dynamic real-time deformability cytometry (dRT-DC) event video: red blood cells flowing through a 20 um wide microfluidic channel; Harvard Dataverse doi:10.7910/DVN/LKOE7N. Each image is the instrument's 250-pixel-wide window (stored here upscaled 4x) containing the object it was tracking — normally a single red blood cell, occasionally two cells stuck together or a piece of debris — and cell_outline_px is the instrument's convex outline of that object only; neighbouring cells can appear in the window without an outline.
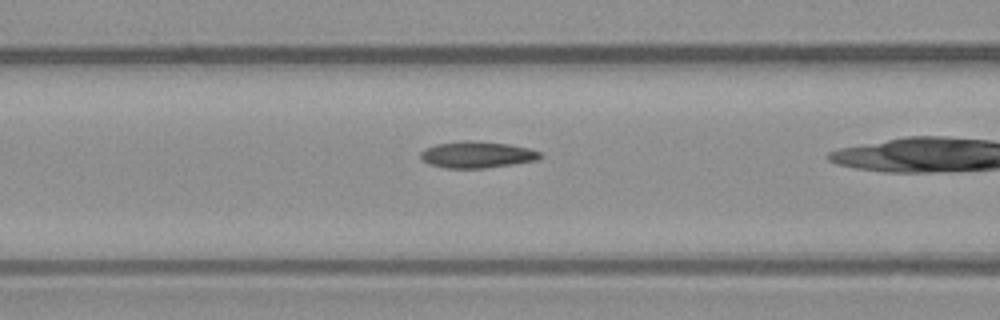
{"species": "common noctule bat (a hibernating species)", "species_latin": "Nyctalus noctula", "temperature_condition": "warm", "stored_images_in_passage": 35, "camera_frame_rate_fps": 3000, "um_per_image_px": 0.085, "animal": {"sex": "male", "body_mass_g": 23.1, "forearm_length_mm": 52.7}, "frame": {"image": 1, "passage_image": 15, "time_ms": 4.667, "image_size_px": [1000, 320], "cell_outline_px": [[544, 156], [536, 160], [512, 164], [484, 168], [444, 168], [428, 164], [420, 160], [420, 152], [424, 148], [436, 144], [464, 140], [472, 140], [508, 144], [528, 148], [540, 152]], "centroid_in_image_um": [40.49, 13.14], "position_along_channel_um": 126.1, "area_um2": 18.61}}
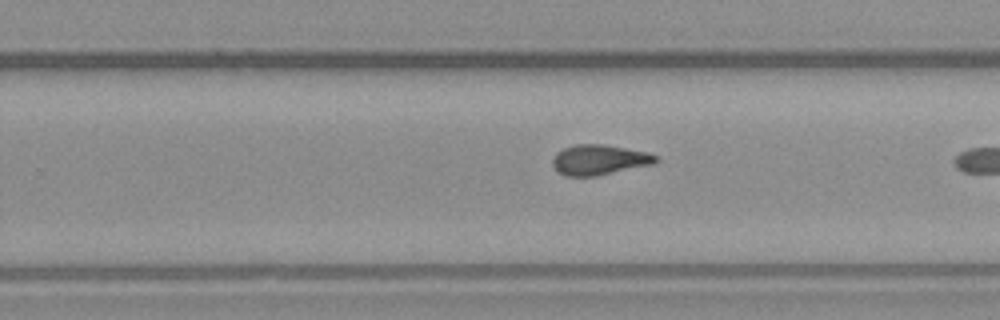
{"frame": {"image": 2, "passage_image": 27, "time_ms": 8.667, "image_size_px": [1000, 320], "cell_outline_px": [[660, 160], [656, 164], [596, 176], [564, 176], [556, 172], [552, 164], [552, 156], [556, 152], [572, 144], [604, 144], [648, 152], [660, 156]], "centroid_in_image_um": [50.95, 13.58], "position_along_channel_um": 278.8, "area_um2": 18.73}}
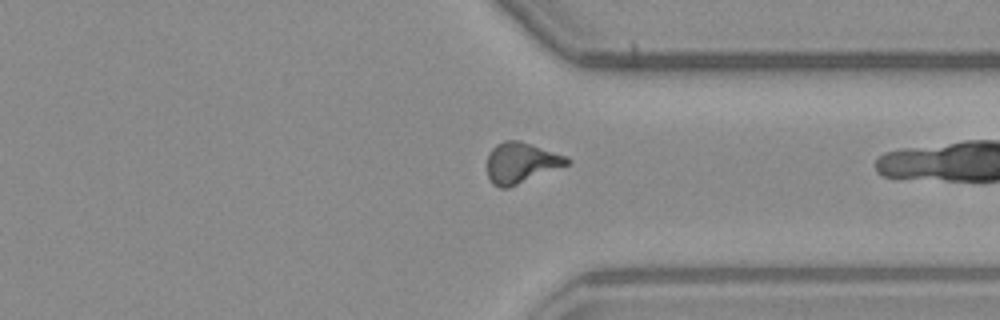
{"frame": {"image": 3, "passage_image": 34, "time_ms": 11.0, "image_size_px": [1000, 320], "cell_outline_px": [[572, 160], [568, 164], [508, 188], [500, 188], [492, 184], [488, 176], [488, 152], [496, 144], [504, 140], [520, 140], [568, 156]], "centroid_in_image_um": [44.28, 13.82], "position_along_channel_um": 367.1, "area_um2": 18.96}}